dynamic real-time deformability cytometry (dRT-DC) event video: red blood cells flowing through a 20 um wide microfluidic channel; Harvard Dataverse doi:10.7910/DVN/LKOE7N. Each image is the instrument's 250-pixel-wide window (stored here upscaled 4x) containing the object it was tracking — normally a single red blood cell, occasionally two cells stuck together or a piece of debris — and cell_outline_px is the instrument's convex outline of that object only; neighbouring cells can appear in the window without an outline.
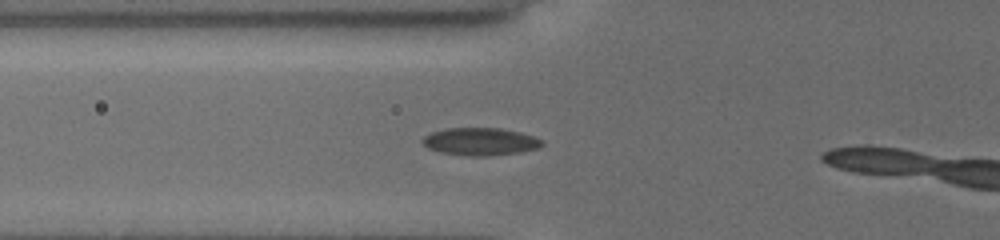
{"species": "common noctule bat (a hibernating species)", "species_latin": "Nyctalus noctula", "temperature_condition": "cold", "stored_images_in_passage": 24, "camera_frame_rate_fps": 3000, "um_per_image_px": 0.085, "animal": {"sex": "female", "body_mass_g": 19.5, "forearm_length_mm": 54.1}, "frame": {"image": 1, "passage_image": 9, "time_ms": 2.667, "image_size_px": [1000, 240], "cell_outline_px": [[544, 144], [540, 148], [520, 152], [488, 156], [472, 156], [440, 152], [428, 148], [420, 140], [424, 136], [432, 132], [448, 128], [500, 128], [520, 132], [544, 140]], "centroid_in_image_um": [40.85, 12.03], "position_along_channel_um": 84.9, "area_um2": 19.25}}
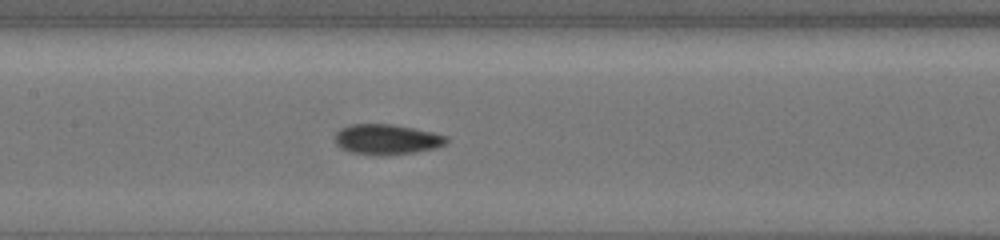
{"frame": {"image": 2, "passage_image": 16, "time_ms": 5.0, "image_size_px": [1000, 240], "cell_outline_px": [[448, 140], [444, 144], [436, 148], [416, 152], [388, 156], [376, 156], [352, 152], [340, 148], [336, 144], [336, 132], [340, 128], [352, 124], [388, 124], [412, 128], [444, 136]], "centroid_in_image_um": [32.82, 11.87], "position_along_channel_um": 174.6, "area_um2": 19.54}}
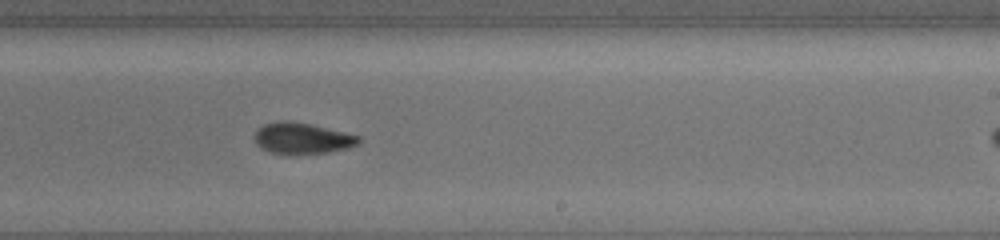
{"frame": {"image": 3, "passage_image": 23, "time_ms": 7.333, "image_size_px": [1000, 240], "cell_outline_px": [[360, 144], [348, 148], [328, 152], [292, 156], [284, 156], [268, 152], [256, 144], [256, 128], [264, 124], [280, 120], [288, 120], [312, 124], [360, 136]], "centroid_in_image_um": [25.67, 11.78], "position_along_channel_um": 263.3, "area_um2": 19.48}}